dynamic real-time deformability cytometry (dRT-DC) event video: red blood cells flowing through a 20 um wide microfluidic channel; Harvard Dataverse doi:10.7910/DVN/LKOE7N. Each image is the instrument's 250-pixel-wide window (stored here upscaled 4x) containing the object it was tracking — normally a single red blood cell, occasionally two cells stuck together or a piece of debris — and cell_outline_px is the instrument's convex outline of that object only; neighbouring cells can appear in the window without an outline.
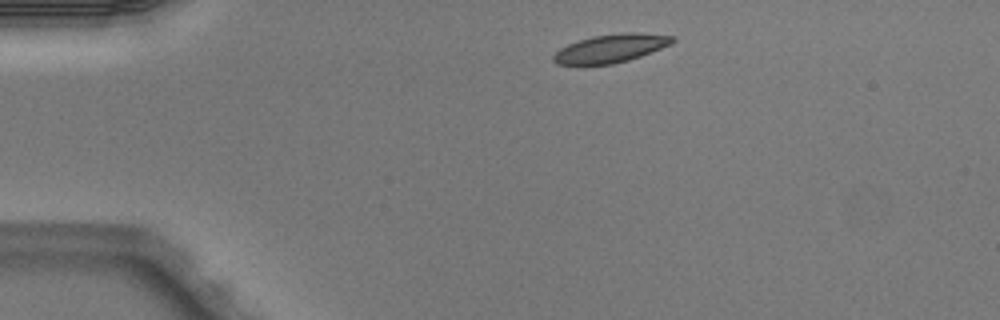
{"species": "Egyptian fruit bat (a non-hibernating species)", "species_latin": "Rousettus aegyptiacus", "temperature_condition": "warm", "stored_images_in_passage": 4, "camera_frame_rate_fps": 3000, "um_per_image_px": 0.085, "animal": {"sex": "male"}, "frame": {"image": 1, "passage_image": 1, "time_ms": 0.0, "image_size_px": [1000, 320], "cell_outline_px": [[676, 40], [672, 44], [640, 56], [628, 60], [612, 64], [556, 64], [552, 60], [552, 56], [560, 48], [568, 44], [592, 36], [624, 32], [640, 32], [676, 36]], "centroid_in_image_um": [51.96, 4.09], "position_along_channel_um": 33.0, "area_um2": 19.65}}
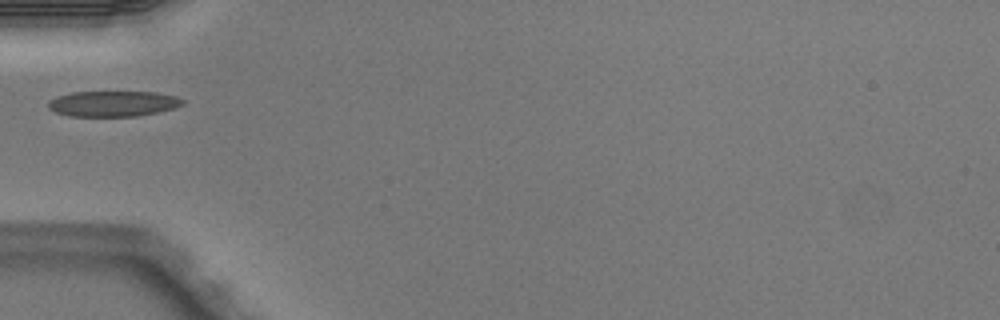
{"frame": {"image": 2, "passage_image": 3, "time_ms": 0.667, "image_size_px": [1000, 320], "cell_outline_px": [[184, 104], [176, 108], [136, 116], [68, 116], [56, 112], [48, 108], [48, 100], [56, 96], [72, 92], [156, 92], [176, 96], [184, 100]], "centroid_in_image_um": [9.6, 8.81], "position_along_channel_um": 75.4, "area_um2": 20.11}}